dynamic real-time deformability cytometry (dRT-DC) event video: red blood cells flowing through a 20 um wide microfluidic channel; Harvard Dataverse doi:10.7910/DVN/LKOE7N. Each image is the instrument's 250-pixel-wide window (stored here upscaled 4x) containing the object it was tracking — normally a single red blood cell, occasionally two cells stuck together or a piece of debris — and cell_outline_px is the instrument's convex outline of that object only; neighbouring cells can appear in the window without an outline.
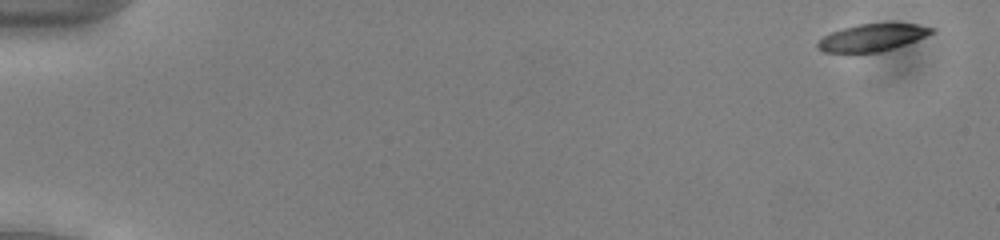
{"species": "common noctule bat (a hibernating species)", "species_latin": "Nyctalus noctula", "temperature_condition": "cold", "stored_images_in_passage": 52, "camera_frame_rate_fps": 3000, "um_per_image_px": 0.085, "animal": {"sex": "male", "body_mass_g": 13.0, "forearm_length_mm": 53.1}, "frame": {"image": 1, "passage_image": 1, "time_ms": 0.0, "image_size_px": [1000, 240], "cell_outline_px": [[936, 28], [932, 32], [916, 40], [892, 48], [876, 52], [824, 52], [816, 44], [824, 36], [832, 32], [844, 28], [860, 24], [916, 24]], "centroid_in_image_um": [74.13, 3.19], "position_along_channel_um": 10.9, "area_um2": 17.4}}
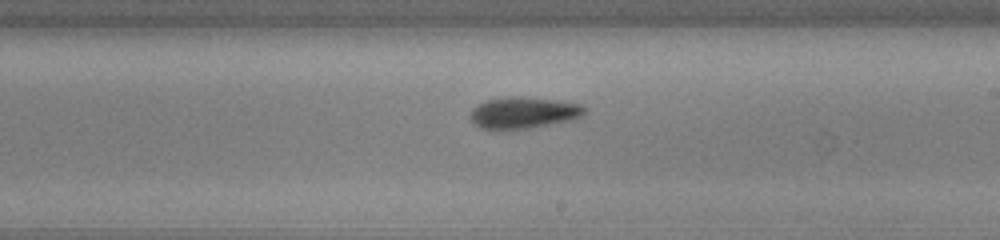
{"frame": {"image": 2, "passage_image": 31, "time_ms": 10.0, "image_size_px": [1000, 240], "cell_outline_px": [[588, 108], [580, 116], [572, 120], [532, 128], [480, 128], [472, 124], [468, 116], [472, 108], [476, 104], [488, 100], [512, 96], [520, 96], [556, 100], [580, 104]], "centroid_in_image_um": [44.47, 9.57], "position_along_channel_um": 244.5, "area_um2": 20.98}}
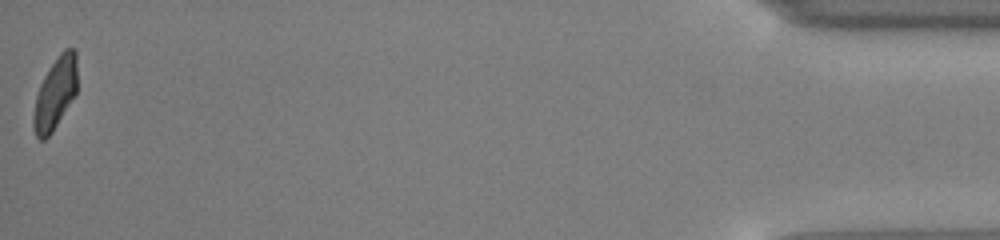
{"frame": {"image": 3, "passage_image": 52, "time_ms": 17.0, "image_size_px": [1000, 240], "cell_outline_px": [[76, 96], [52, 132], [44, 140], [40, 140], [36, 136], [32, 128], [32, 116], [36, 96], [40, 84], [44, 76], [60, 52], [64, 48], [76, 48]], "centroid_in_image_um": [4.68, 7.96], "position_along_channel_um": 430.5, "area_um2": 18.5}, "authors_computed_cell_mechanics": {"area_um2": 19.363, "velocity_mm_per_s": 3.9336, "shape_relaxation_time_tau1_ms": 2.8576, "shape_relaxation_time_tau2_ms": 4.1038, "deformation_change_tau1": 0.1122, "deformation_change_tau2": 0.1184}}